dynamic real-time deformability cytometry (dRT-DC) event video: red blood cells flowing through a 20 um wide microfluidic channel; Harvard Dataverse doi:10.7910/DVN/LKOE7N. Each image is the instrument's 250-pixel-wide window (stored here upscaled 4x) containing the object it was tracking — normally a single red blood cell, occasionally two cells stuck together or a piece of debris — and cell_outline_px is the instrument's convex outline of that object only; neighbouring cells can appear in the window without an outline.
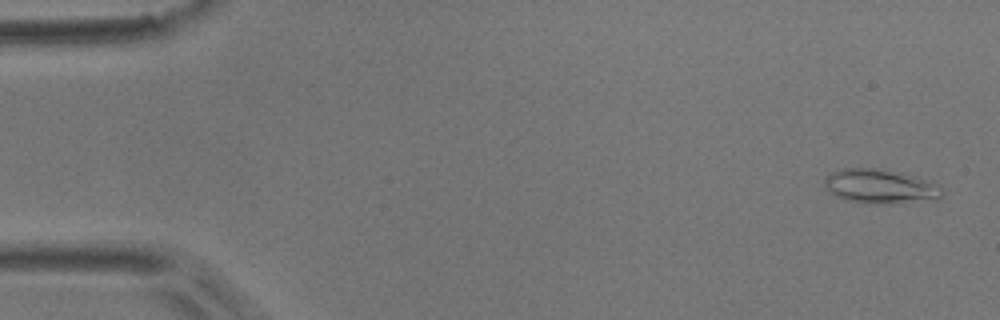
{"species": "common noctule bat (a hibernating species)", "species_latin": "Nyctalus noctula", "temperature_condition": "room temperature", "stored_images_in_passage": 4, "camera_frame_rate_fps": 3000, "um_per_image_px": 0.085, "animal": {"sex": "male", "body_mass_g": 17.9}, "frame": {"image": 1, "passage_image": 1, "time_ms": 0.0, "image_size_px": [1000, 320], "cell_outline_px": [[944, 192], [936, 200], [880, 204], [868, 204], [844, 200], [828, 192], [824, 184], [824, 180], [832, 172], [844, 168], [876, 168], [936, 180], [944, 188]], "centroid_in_image_um": [74.89, 15.85], "position_along_channel_um": 10.1, "area_um2": 24.04}}